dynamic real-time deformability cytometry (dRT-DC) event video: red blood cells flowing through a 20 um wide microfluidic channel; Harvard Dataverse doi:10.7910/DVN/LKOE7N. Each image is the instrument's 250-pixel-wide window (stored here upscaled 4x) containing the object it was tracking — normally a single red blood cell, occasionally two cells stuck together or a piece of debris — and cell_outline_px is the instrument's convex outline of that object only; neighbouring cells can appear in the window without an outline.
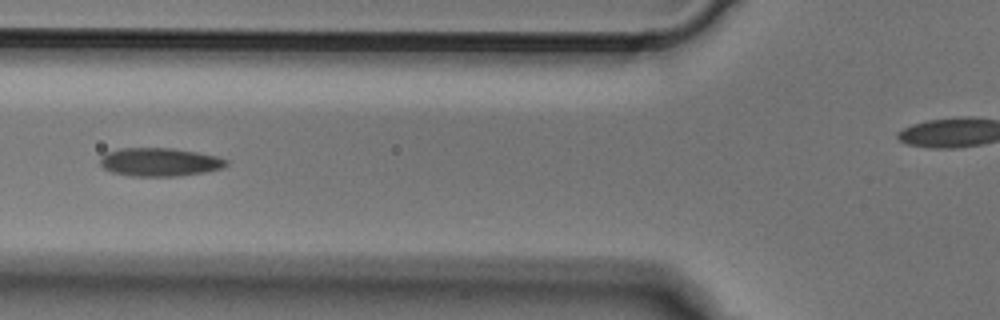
{"species": "Egyptian fruit bat (a non-hibernating species)", "species_latin": "Rousettus aegyptiacus", "temperature_condition": "cold", "stored_images_in_passage": 5, "camera_frame_rate_fps": 3000, "um_per_image_px": 0.085, "animal": {"sex": "male"}, "frame": {"image": 1, "passage_image": 5, "time_ms": 1.333, "image_size_px": [1000, 320], "cell_outline_px": [[228, 164], [220, 168], [204, 172], [176, 176], [132, 176], [112, 172], [104, 168], [100, 164], [100, 160], [104, 152], [120, 148], [176, 148], [216, 156], [228, 160]], "centroid_in_image_um": [13.54, 13.76], "position_along_channel_um": 112.3, "area_um2": 20.81}}